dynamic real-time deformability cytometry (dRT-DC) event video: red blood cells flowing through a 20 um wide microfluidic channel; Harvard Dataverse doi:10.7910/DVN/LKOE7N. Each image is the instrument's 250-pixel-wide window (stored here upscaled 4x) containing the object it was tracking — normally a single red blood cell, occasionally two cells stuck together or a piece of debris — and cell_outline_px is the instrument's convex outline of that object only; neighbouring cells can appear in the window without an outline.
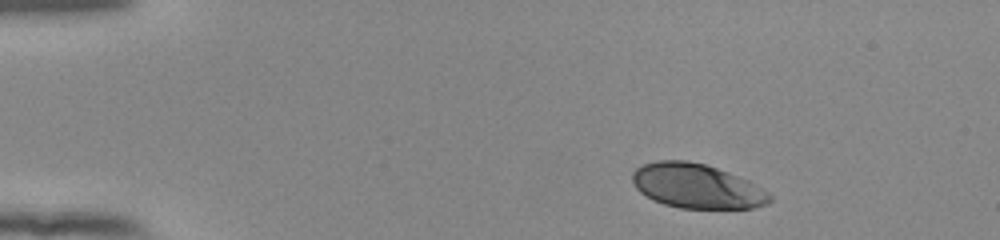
{"species": "human", "species_latin": "Homo sapiens", "temperature_condition": "room temperature", "stored_images_in_passage": 46, "camera_frame_rate_fps": 3000, "um_per_image_px": 0.085, "donor": {"sex": "female"}, "frame": {"image": 1, "passage_image": 1, "time_ms": 0.0, "image_size_px": [1000, 240], "cell_outline_px": [[772, 200], [768, 204], [752, 208], [680, 208], [664, 204], [652, 200], [640, 192], [636, 188], [632, 180], [632, 172], [636, 168], [644, 164], [656, 160], [688, 160], [704, 164], [728, 172], [748, 180], [768, 192], [772, 196]], "centroid_in_image_um": [59.21, 15.82], "position_along_channel_um": 25.8, "area_um2": 35.66}}
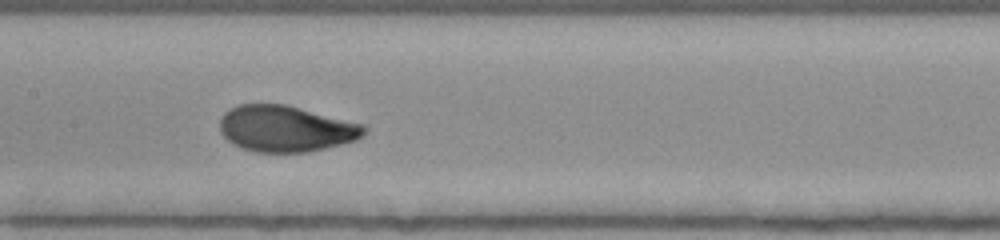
{"frame": {"image": 2, "passage_image": 20, "time_ms": 6.333, "image_size_px": [1000, 240], "cell_outline_px": [[368, 128], [356, 140], [308, 152], [256, 152], [240, 148], [232, 144], [220, 132], [220, 120], [224, 112], [236, 104], [284, 104], [364, 124]], "centroid_in_image_um": [24.25, 10.93], "position_along_channel_um": 183.1, "area_um2": 38.78}}
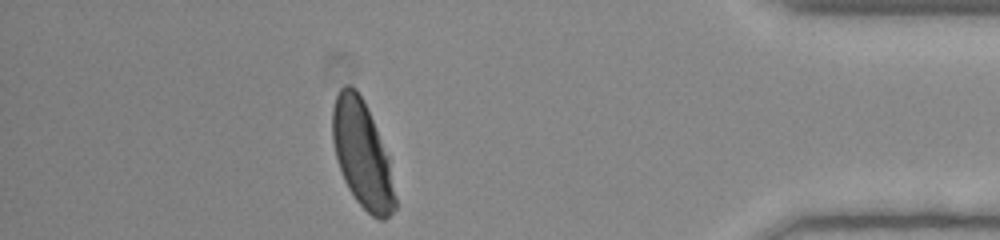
{"frame": {"image": 3, "passage_image": 40, "time_ms": 13.0, "image_size_px": [1000, 240], "cell_outline_px": [[396, 208], [384, 220], [380, 220], [372, 216], [356, 200], [348, 188], [344, 180], [336, 156], [332, 140], [332, 108], [336, 96], [340, 88], [344, 84], [348, 84], [356, 88], [364, 100], [388, 156], [396, 200]], "centroid_in_image_um": [30.77, 13.09], "position_along_channel_um": 404.4, "area_um2": 38.67}, "authors_computed_cell_mechanics": {"area_um2": 38.6682, "velocity_mm_per_s": 3.8906, "shape_relaxation_time_tau1_ms": 3.0082, "shape_relaxation_time_tau2_ms": null, "deformation_change_tau1": 0.153, "deformation_change_tau2": null}}